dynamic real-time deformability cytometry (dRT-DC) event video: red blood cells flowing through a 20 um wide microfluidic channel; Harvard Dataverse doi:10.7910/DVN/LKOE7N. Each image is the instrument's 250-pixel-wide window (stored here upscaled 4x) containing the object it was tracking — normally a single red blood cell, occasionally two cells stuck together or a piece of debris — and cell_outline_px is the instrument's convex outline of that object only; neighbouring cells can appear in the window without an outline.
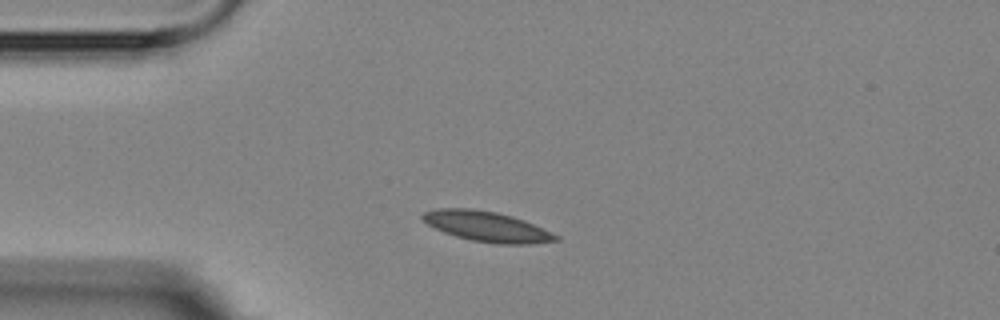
{"species": "Egyptian fruit bat (a non-hibernating species)", "species_latin": "Rousettus aegyptiacus", "temperature_condition": "room temperature", "stored_images_in_passage": 5, "camera_frame_rate_fps": 3000, "um_per_image_px": 0.085, "animal": {"sex": "female"}, "frame": {"image": 1, "passage_image": 2, "time_ms": 1.333, "image_size_px": [1000, 320], "cell_outline_px": [[560, 240], [528, 244], [496, 244], [472, 240], [456, 236], [444, 232], [428, 224], [420, 216], [424, 212], [440, 208], [472, 208], [496, 212], [512, 216], [524, 220], [552, 232], [560, 236]], "centroid_in_image_um": [41.41, 19.25], "position_along_channel_um": 43.6, "area_um2": 23.35}}
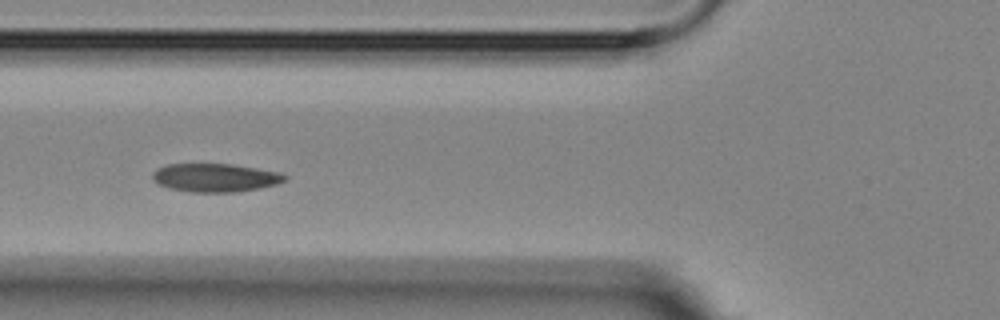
{"frame": {"image": 2, "passage_image": 4, "time_ms": 3.667, "image_size_px": [1000, 320], "cell_outline_px": [[288, 180], [276, 184], [260, 188], [236, 192], [192, 192], [168, 188], [156, 184], [152, 180], [152, 172], [156, 168], [168, 164], [232, 164], [280, 172], [288, 176]], "centroid_in_image_um": [18.28, 15.1], "position_along_channel_um": 107.5, "area_um2": 22.14}}
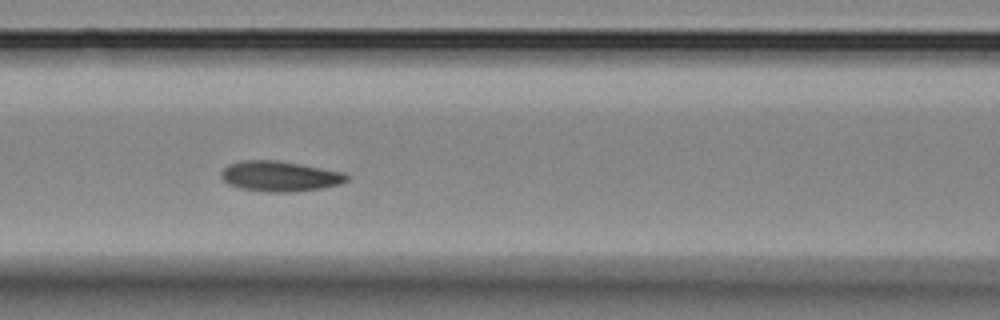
{"frame": {"image": 3, "passage_image": 5, "time_ms": 4.667, "image_size_px": [1000, 320], "cell_outline_px": [[348, 180], [340, 184], [324, 188], [292, 192], [264, 192], [240, 188], [228, 184], [220, 176], [220, 172], [228, 164], [240, 160], [276, 160], [300, 164], [344, 172], [348, 176]], "centroid_in_image_um": [23.77, 14.98], "position_along_channel_um": 142.8, "area_um2": 22.37}}